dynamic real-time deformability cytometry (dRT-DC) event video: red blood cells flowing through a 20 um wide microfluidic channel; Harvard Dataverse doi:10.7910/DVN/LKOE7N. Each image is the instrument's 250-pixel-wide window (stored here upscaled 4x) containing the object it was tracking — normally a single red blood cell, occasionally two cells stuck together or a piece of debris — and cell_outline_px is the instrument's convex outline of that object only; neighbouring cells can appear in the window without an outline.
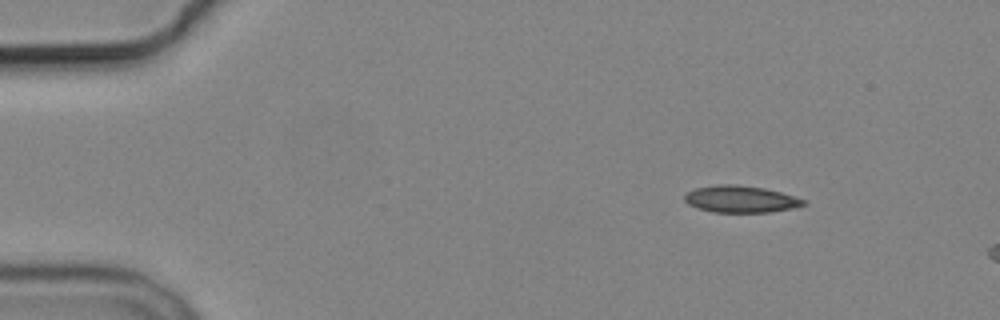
{"species": "common noctule bat (a hibernating species)", "species_latin": "Nyctalus noctula", "temperature_condition": "cold", "stored_images_in_passage": 4, "camera_frame_rate_fps": 3000, "um_per_image_px": 0.085, "animal": {"sex": "male", "body_mass_g": 19.2, "forearm_length_mm": 51.8}, "frame": {"image": 1, "passage_image": 2, "time_ms": 1.333, "image_size_px": [1000, 320], "cell_outline_px": [[808, 204], [792, 208], [768, 212], [712, 212], [696, 208], [688, 204], [684, 200], [684, 196], [688, 192], [696, 188], [716, 184], [736, 184], [764, 188], [780, 192], [808, 200]], "centroid_in_image_um": [62.96, 16.92], "position_along_channel_um": 22.0, "area_um2": 18.73}}